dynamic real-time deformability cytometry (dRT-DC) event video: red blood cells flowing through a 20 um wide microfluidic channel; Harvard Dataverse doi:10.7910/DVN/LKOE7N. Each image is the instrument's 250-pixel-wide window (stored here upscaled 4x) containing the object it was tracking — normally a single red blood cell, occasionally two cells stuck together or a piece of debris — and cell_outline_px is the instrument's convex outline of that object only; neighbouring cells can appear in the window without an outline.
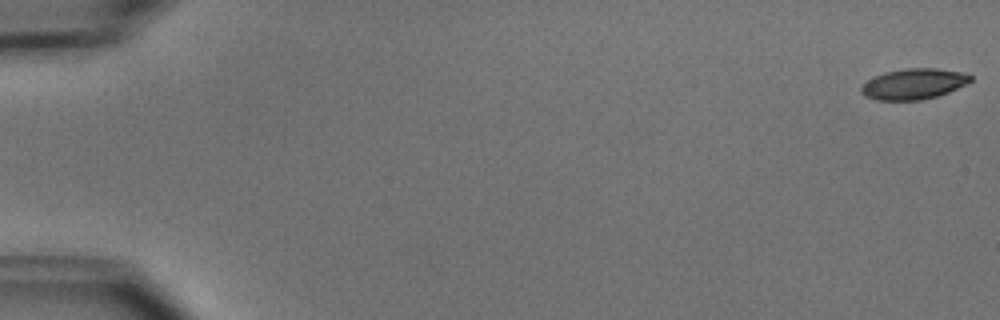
{"species": "common noctule bat (a hibernating species)", "species_latin": "Nyctalus noctula", "temperature_condition": "cold", "stored_images_in_passage": 6, "camera_frame_rate_fps": 3000, "um_per_image_px": 0.085, "animal": {"sex": "male", "body_mass_g": 15.6}, "frame": {"image": 1, "passage_image": 1, "time_ms": 0.0, "image_size_px": [1000, 320], "cell_outline_px": [[972, 80], [968, 84], [948, 92], [924, 100], [876, 100], [864, 96], [860, 92], [860, 88], [868, 80], [884, 72], [908, 68], [936, 68], [960, 72], [972, 76]], "centroid_in_image_um": [77.66, 7.14], "position_along_channel_um": 7.3, "area_um2": 19.54}}
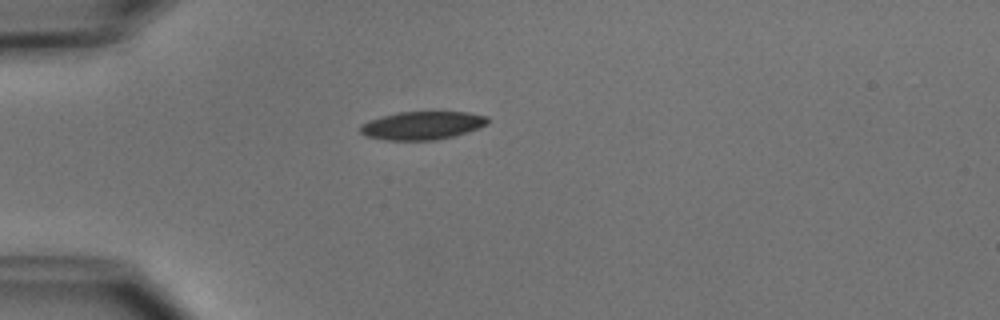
{"frame": {"image": 2, "passage_image": 5, "time_ms": 4.667, "image_size_px": [1000, 320], "cell_outline_px": [[488, 124], [480, 128], [468, 132], [436, 140], [384, 140], [364, 136], [360, 132], [360, 124], [368, 120], [396, 112], [468, 112], [488, 116]], "centroid_in_image_um": [35.88, 10.66], "position_along_channel_um": 49.1, "area_um2": 21.15}}